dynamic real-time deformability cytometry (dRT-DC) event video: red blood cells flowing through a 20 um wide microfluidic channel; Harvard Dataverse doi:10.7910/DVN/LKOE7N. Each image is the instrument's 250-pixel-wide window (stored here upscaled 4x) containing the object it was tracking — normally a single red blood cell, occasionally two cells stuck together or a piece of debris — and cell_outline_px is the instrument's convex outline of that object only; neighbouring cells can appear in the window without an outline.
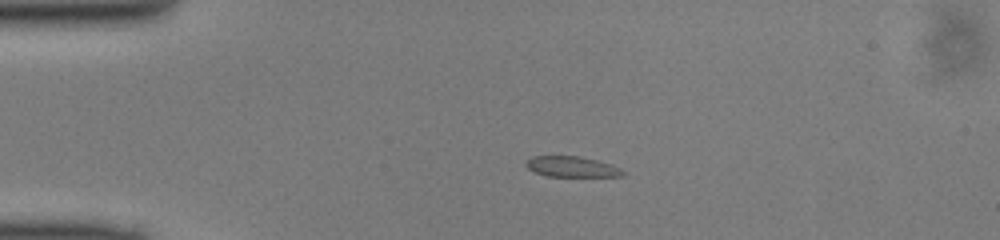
{"species": "common noctule bat (a hibernating species)", "species_latin": "Nyctalus noctula", "temperature_condition": "cold", "stored_images_in_passage": 39, "camera_frame_rate_fps": 3000, "um_per_image_px": 0.085, "animal": {"sex": "male", "body_mass_g": 13.0, "forearm_length_mm": 53.1}, "frame": {"image": 1, "passage_image": 1, "time_ms": 0.0, "image_size_px": [1000, 240], "cell_outline_px": [[624, 176], [548, 176], [536, 172], [528, 168], [524, 164], [532, 156], [580, 156], [612, 164], [620, 168], [624, 172]], "centroid_in_image_um": [48.61, 14.16], "position_along_channel_um": 36.4, "area_um2": 11.5}}
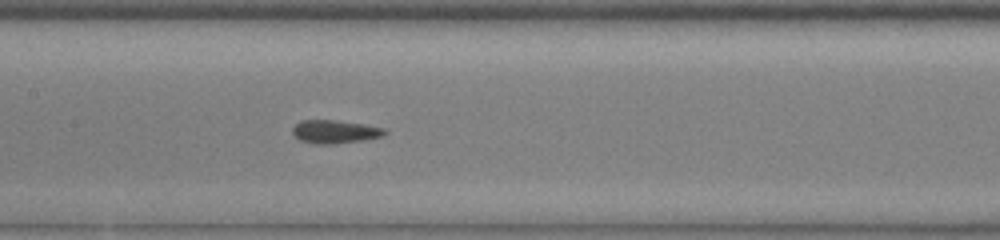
{"frame": {"image": 2, "passage_image": 14, "time_ms": 4.333, "image_size_px": [1000, 240], "cell_outline_px": [[388, 132], [384, 136], [360, 140], [332, 144], [316, 144], [300, 140], [292, 132], [292, 128], [296, 124], [304, 120], [336, 120], [384, 128]], "centroid_in_image_um": [28.46, 11.19], "position_along_channel_um": 178.9, "area_um2": 12.25}}
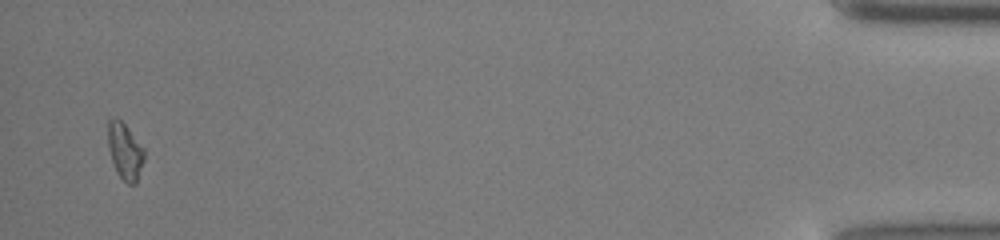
{"frame": {"image": 3, "passage_image": 38, "time_ms": 12.333, "image_size_px": [1000, 240], "cell_outline_px": [[144, 160], [136, 184], [128, 184], [116, 172], [108, 148], [108, 120], [112, 116], [116, 116], [124, 124], [144, 148]], "centroid_in_image_um": [10.61, 12.84], "position_along_channel_um": 424.6, "area_um2": 11.91}}